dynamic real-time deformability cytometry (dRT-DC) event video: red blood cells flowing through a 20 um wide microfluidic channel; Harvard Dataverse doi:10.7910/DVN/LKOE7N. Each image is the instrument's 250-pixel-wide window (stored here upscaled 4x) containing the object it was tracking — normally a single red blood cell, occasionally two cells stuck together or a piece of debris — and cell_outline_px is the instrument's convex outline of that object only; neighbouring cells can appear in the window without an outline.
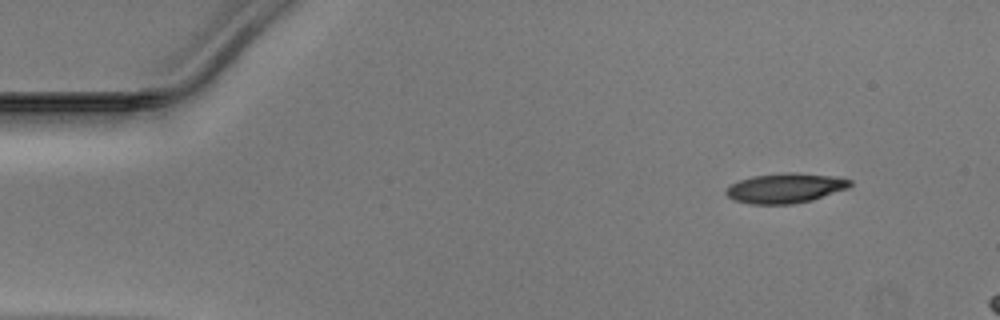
{"species": "Egyptian fruit bat (a non-hibernating species)", "species_latin": "Rousettus aegyptiacus", "temperature_condition": "warm", "stored_images_in_passage": 8, "camera_frame_rate_fps": 3000, "um_per_image_px": 0.085, "animal": {"sex": "male"}, "frame": {"image": 1, "passage_image": 1, "time_ms": 0.0, "image_size_px": [1000, 320], "cell_outline_px": [[852, 184], [848, 188], [812, 200], [792, 204], [752, 204], [736, 200], [728, 196], [724, 192], [732, 184], [740, 180], [752, 176], [780, 172], [796, 172], [836, 176], [852, 180]], "centroid_in_image_um": [66.79, 15.97], "position_along_channel_um": 18.2, "area_um2": 21.62}}